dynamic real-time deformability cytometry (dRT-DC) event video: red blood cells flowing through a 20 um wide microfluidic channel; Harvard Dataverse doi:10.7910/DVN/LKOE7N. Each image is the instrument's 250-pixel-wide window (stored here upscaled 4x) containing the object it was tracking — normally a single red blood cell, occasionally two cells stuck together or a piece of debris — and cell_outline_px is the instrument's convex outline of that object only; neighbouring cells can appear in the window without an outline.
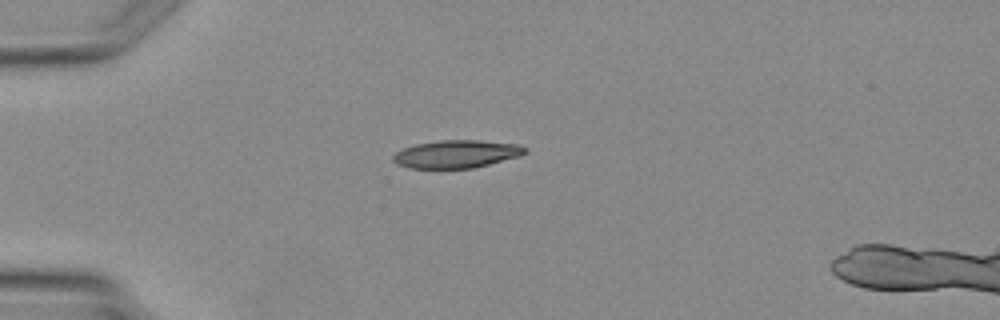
{"species": "Egyptian fruit bat (a non-hibernating species)", "species_latin": "Rousettus aegyptiacus", "temperature_condition": "warm", "stored_images_in_passage": 2, "camera_frame_rate_fps": 3000, "um_per_image_px": 0.085, "animal": {"sex": "female"}, "frame": {"image": 1, "passage_image": 1, "time_ms": 0.0, "image_size_px": [1000, 320], "cell_outline_px": [[528, 152], [520, 156], [472, 168], [408, 168], [396, 164], [392, 160], [392, 156], [396, 152], [404, 148], [416, 144], [440, 140], [480, 140], [520, 144], [528, 148]], "centroid_in_image_um": [38.82, 13.08], "position_along_channel_um": 46.2, "area_um2": 21.5}}